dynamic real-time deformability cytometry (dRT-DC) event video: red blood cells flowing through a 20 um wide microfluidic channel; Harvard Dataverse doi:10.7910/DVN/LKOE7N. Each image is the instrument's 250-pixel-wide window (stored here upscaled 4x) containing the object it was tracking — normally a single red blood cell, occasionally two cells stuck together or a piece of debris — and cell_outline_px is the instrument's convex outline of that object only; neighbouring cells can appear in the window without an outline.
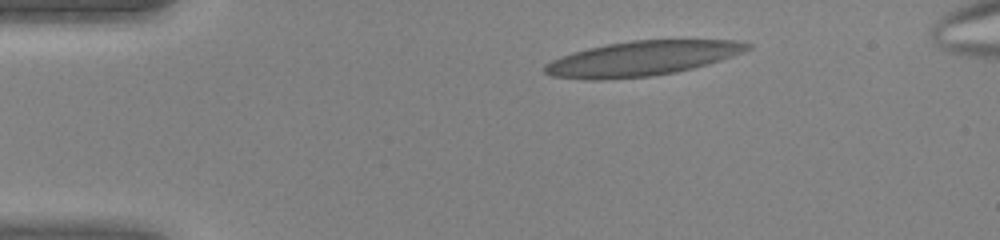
{"species": "human", "species_latin": "Homo sapiens", "temperature_condition": "warm", "stored_images_in_passage": 39, "camera_frame_rate_fps": 3000, "um_per_image_px": 0.085, "donor": {"sex": "female"}, "frame": {"image": 1, "passage_image": 1, "time_ms": 0.0, "image_size_px": [1000, 240], "cell_outline_px": [[748, 48], [728, 56], [704, 64], [672, 72], [644, 76], [552, 76], [544, 72], [544, 68], [548, 64], [564, 56], [588, 48], [608, 44], [632, 40], [728, 40], [748, 44]], "centroid_in_image_um": [54.6, 4.9], "position_along_channel_um": 30.4, "area_um2": 37.8}}
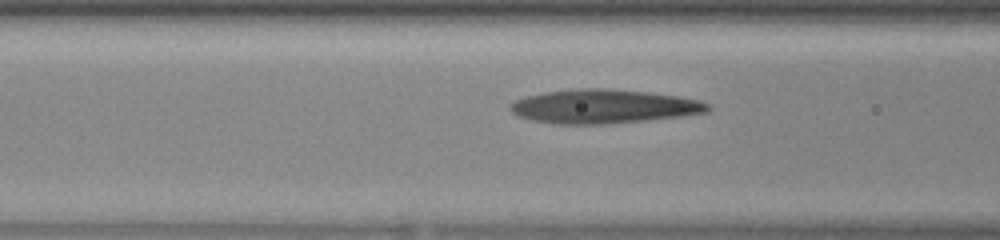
{"frame": {"image": 2, "passage_image": 11, "time_ms": 3.333, "image_size_px": [1000, 240], "cell_outline_px": [[712, 108], [704, 112], [680, 116], [608, 124], [556, 124], [532, 120], [520, 116], [512, 112], [512, 104], [516, 100], [528, 96], [544, 92], [576, 88], [604, 88], [644, 92], [676, 96], [700, 100], [708, 104]], "centroid_in_image_um": [51.3, 9.04], "position_along_channel_um": 115.3, "area_um2": 38.49}}
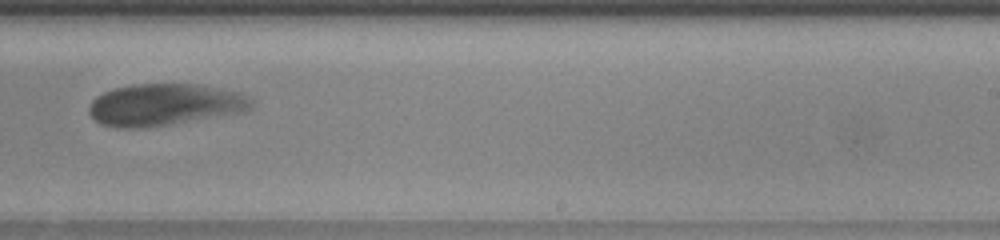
{"frame": {"image": 3, "passage_image": 22, "time_ms": 7.0, "image_size_px": [1000, 240], "cell_outline_px": [[252, 104], [248, 108], [240, 112], [168, 124], [140, 128], [120, 128], [100, 124], [88, 112], [88, 108], [92, 100], [96, 96], [104, 92], [116, 88], [140, 84], [192, 84], [240, 92]], "centroid_in_image_um": [13.89, 8.9], "position_along_channel_um": 275.1, "area_um2": 38.67}}